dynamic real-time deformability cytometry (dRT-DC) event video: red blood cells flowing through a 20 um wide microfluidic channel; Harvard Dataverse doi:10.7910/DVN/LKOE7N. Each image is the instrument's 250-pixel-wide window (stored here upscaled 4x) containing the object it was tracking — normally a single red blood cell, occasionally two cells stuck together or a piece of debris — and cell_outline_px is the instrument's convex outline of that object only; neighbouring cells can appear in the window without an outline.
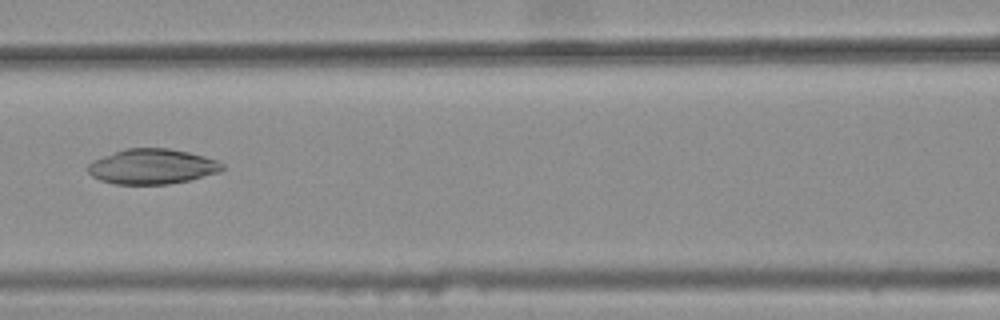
{"species": "common noctule bat (a hibernating species)", "species_latin": "Nyctalus noctula", "temperature_condition": "warm", "stored_images_in_passage": 7, "camera_frame_rate_fps": 3000, "um_per_image_px": 0.085, "animal": {"sex": "female", "body_mass_g": 25.1}, "frame": {"image": 1, "passage_image": 5, "time_ms": 1.333, "image_size_px": [1000, 320], "cell_outline_px": [[224, 168], [220, 172], [188, 180], [168, 184], [116, 184], [100, 180], [92, 176], [88, 172], [88, 164], [92, 160], [124, 148], [168, 148], [188, 152], [204, 156], [216, 160], [224, 164]], "centroid_in_image_um": [12.92, 14.15], "position_along_channel_um": 153.7, "area_um2": 27.51}}
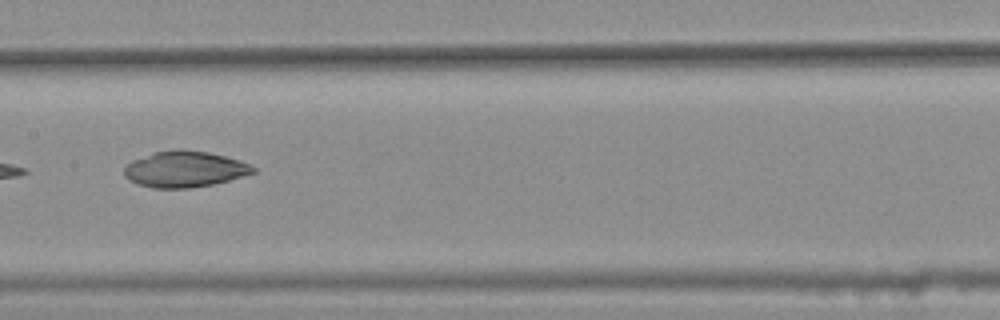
{"frame": {"image": 2, "passage_image": 6, "time_ms": 1.667, "image_size_px": [1000, 320], "cell_outline_px": [[256, 172], [228, 180], [212, 184], [188, 188], [152, 188], [136, 184], [124, 176], [124, 168], [132, 160], [156, 152], [176, 148], [180, 148], [208, 152], [240, 160], [256, 168]], "centroid_in_image_um": [15.68, 14.37], "position_along_channel_um": 191.7, "area_um2": 27.05}}
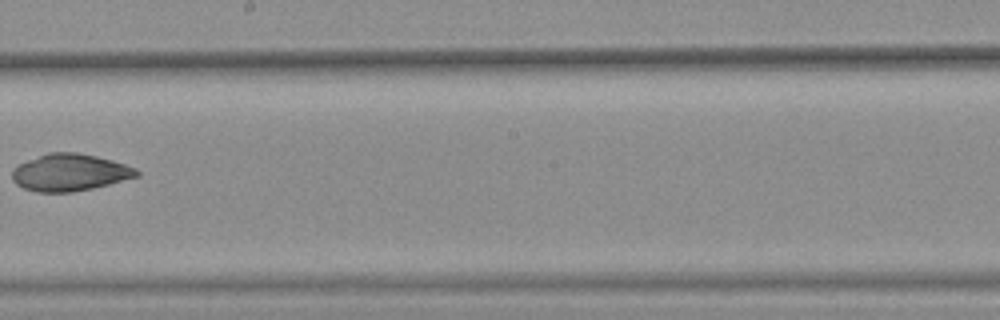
{"frame": {"image": 3, "passage_image": 7, "time_ms": 2.0, "image_size_px": [1000, 320], "cell_outline_px": [[140, 176], [92, 188], [72, 192], [36, 192], [24, 188], [16, 184], [12, 180], [12, 168], [16, 164], [48, 152], [76, 152], [96, 156], [112, 160], [136, 168], [140, 172]], "centroid_in_image_um": [5.9, 14.65], "position_along_channel_um": 242.3, "area_um2": 27.05}}